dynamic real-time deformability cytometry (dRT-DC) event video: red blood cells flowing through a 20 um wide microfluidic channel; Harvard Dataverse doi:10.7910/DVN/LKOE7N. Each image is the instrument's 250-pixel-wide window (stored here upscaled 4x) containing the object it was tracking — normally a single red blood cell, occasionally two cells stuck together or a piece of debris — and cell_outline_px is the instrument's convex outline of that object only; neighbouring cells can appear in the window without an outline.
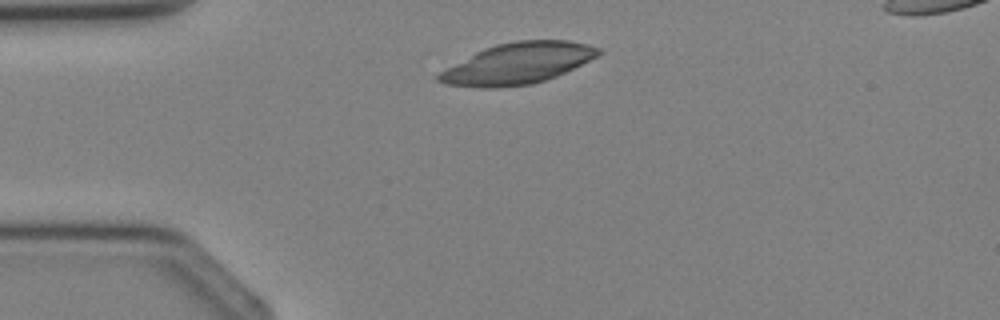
{"species": "Egyptian fruit bat (a non-hibernating species)", "species_latin": "Rousettus aegyptiacus", "temperature_condition": "cold", "stored_images_in_passage": 2, "camera_frame_rate_fps": 3000, "um_per_image_px": 0.085, "animal": {"sex": "female"}, "frame": {"image": 1, "passage_image": 1, "time_ms": 0.0, "image_size_px": [1000, 320], "cell_outline_px": [[604, 52], [600, 56], [556, 76], [532, 84], [500, 88], [480, 88], [444, 84], [436, 80], [436, 76], [440, 72], [476, 52], [484, 48], [496, 44], [516, 40], [568, 40], [588, 44], [600, 48]], "centroid_in_image_um": [44.04, 5.39], "position_along_channel_um": 41.0, "area_um2": 38.38}}